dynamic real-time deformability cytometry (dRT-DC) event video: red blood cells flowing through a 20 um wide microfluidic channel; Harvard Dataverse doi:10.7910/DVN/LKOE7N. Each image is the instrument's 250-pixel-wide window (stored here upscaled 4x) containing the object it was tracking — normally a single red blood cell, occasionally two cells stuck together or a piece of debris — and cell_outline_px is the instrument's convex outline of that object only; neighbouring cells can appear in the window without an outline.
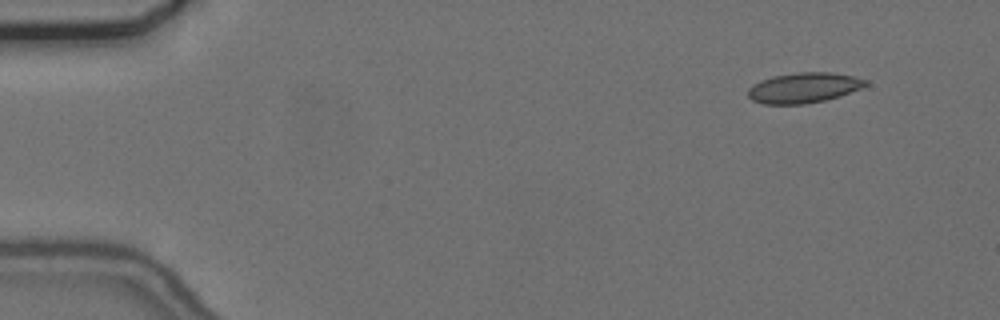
{"species": "common noctule bat (a hibernating species)", "species_latin": "Nyctalus noctula", "temperature_condition": "cold", "stored_images_in_passage": 52, "camera_frame_rate_fps": 3000, "um_per_image_px": 0.085, "animal": {"sex": "female", "body_mass_g": 24.6, "forearm_length_mm": 56.2}, "frame": {"image": 1, "passage_image": 1, "time_ms": 0.0, "image_size_px": [1000, 320], "cell_outline_px": [[868, 84], [860, 88], [840, 96], [824, 100], [804, 104], [764, 104], [752, 100], [748, 96], [748, 88], [752, 84], [760, 80], [772, 76], [796, 72], [832, 72], [852, 76], [868, 80]], "centroid_in_image_um": [68.29, 7.45], "position_along_channel_um": 16.7, "area_um2": 20.81}}
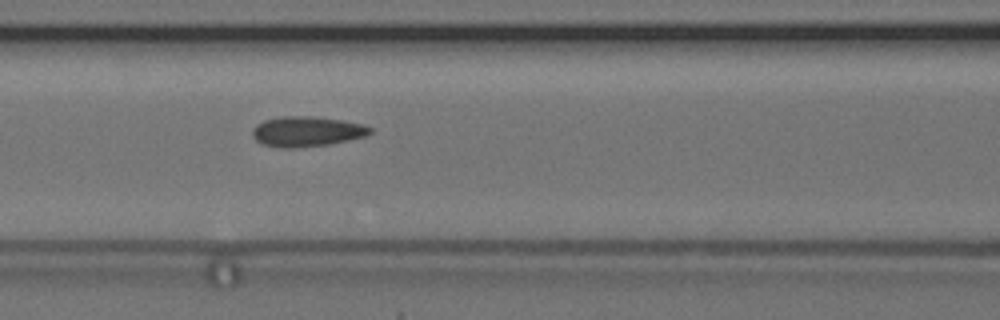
{"frame": {"image": 2, "passage_image": 20, "time_ms": 6.333, "image_size_px": [1000, 320], "cell_outline_px": [[372, 132], [364, 136], [348, 140], [328, 144], [292, 148], [280, 148], [264, 144], [256, 140], [252, 136], [252, 128], [256, 124], [264, 120], [280, 116], [312, 116], [344, 120], [364, 124], [372, 128]], "centroid_in_image_um": [26.06, 11.16], "position_along_channel_um": 140.5, "area_um2": 20.75}}
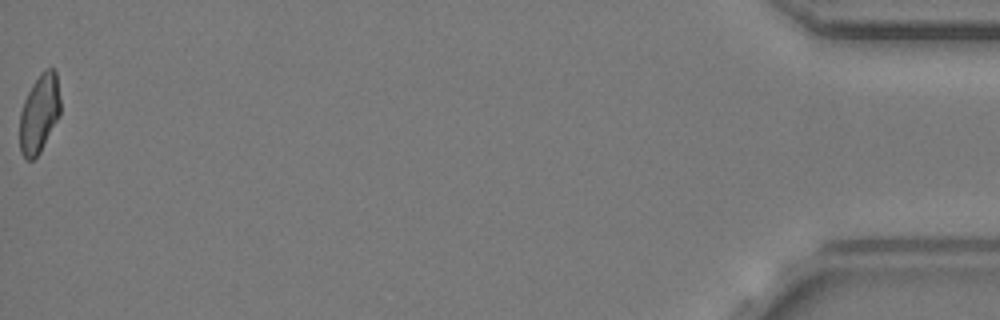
{"frame": {"image": 3, "passage_image": 52, "time_ms": 17.0, "image_size_px": [1000, 320], "cell_outline_px": [[60, 116], [40, 152], [32, 160], [24, 160], [20, 152], [20, 112], [24, 100], [32, 84], [40, 72], [48, 68], [56, 68], [60, 100]], "centroid_in_image_um": [3.34, 9.64], "position_along_channel_um": 431.9, "area_um2": 18.84}, "authors_computed_cell_mechanics": {"area_um2": 20.1144, "velocity_mm_per_s": 3.668, "shape_relaxation_time_tau1_ms": 3.8144, "shape_relaxation_time_tau2_ms": 2.1852, "deformation_change_tau1": 0.0745, "deformation_change_tau2": 0.0927}}